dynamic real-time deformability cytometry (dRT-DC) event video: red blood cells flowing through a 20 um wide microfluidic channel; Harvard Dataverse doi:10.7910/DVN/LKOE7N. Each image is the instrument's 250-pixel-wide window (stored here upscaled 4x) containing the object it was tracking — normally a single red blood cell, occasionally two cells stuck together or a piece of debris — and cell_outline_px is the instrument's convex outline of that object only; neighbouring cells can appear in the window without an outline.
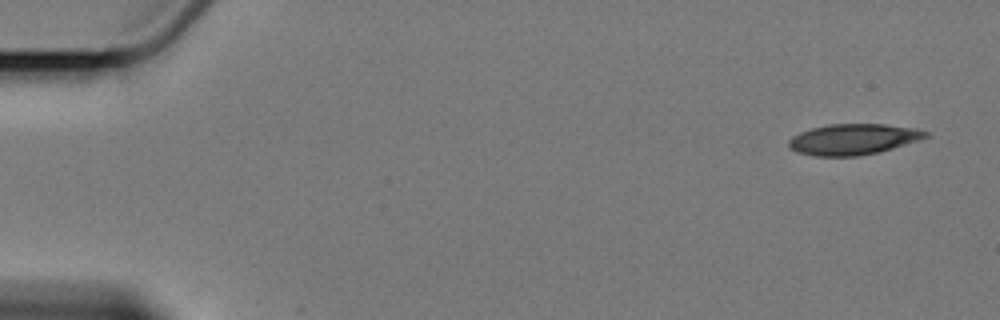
{"species": "Egyptian fruit bat (a non-hibernating species)", "species_latin": "Rousettus aegyptiacus", "temperature_condition": "cold", "stored_images_in_passage": 5, "camera_frame_rate_fps": 3000, "um_per_image_px": 0.085, "animal": {"sex": "female"}, "frame": {"image": 1, "passage_image": 1, "time_ms": 0.0, "image_size_px": [1000, 320], "cell_outline_px": [[928, 136], [880, 152], [860, 156], [816, 156], [796, 152], [788, 144], [788, 140], [792, 136], [800, 132], [812, 128], [828, 124], [884, 124], [916, 128], [928, 132]], "centroid_in_image_um": [72.49, 11.84], "position_along_channel_um": 12.5, "area_um2": 24.45}}
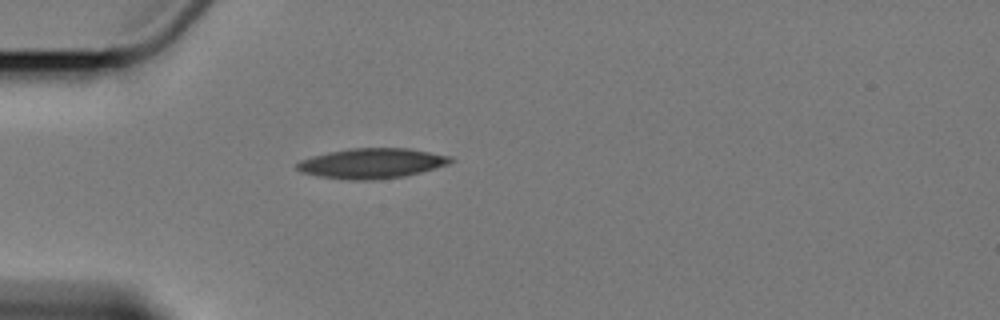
{"frame": {"image": 2, "passage_image": 4, "time_ms": 4.667, "image_size_px": [1000, 320], "cell_outline_px": [[456, 160], [448, 164], [420, 172], [404, 176], [372, 180], [348, 180], [320, 176], [304, 172], [296, 168], [296, 164], [300, 160], [312, 156], [328, 152], [352, 148], [408, 148], [452, 156]], "centroid_in_image_um": [31.63, 13.87], "position_along_channel_um": 53.4, "area_um2": 26.82}}